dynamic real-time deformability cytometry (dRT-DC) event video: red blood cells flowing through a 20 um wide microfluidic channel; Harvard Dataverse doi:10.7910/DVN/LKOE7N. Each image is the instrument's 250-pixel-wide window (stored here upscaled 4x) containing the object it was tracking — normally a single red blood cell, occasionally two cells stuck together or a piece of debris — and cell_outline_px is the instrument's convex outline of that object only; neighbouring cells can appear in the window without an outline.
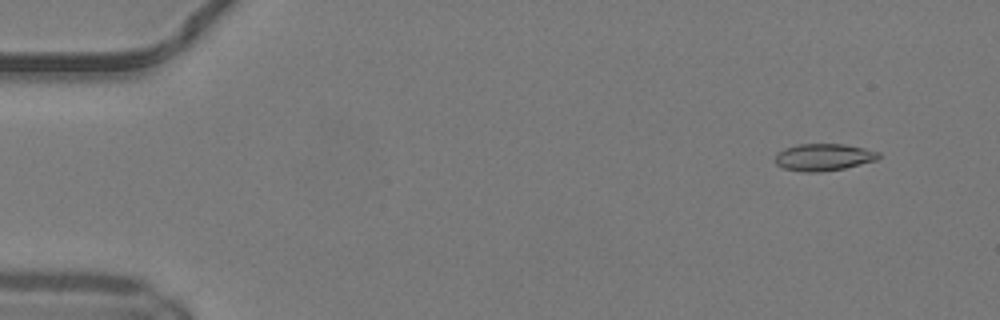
{"species": "common noctule bat (a hibernating species)", "species_latin": "Nyctalus noctula", "temperature_condition": "warm", "stored_images_in_passage": 50, "camera_frame_rate_fps": 3000, "um_per_image_px": 0.085, "animal": {"sex": "male", "body_mass_g": 19.2, "forearm_length_mm": 51.8}, "frame": {"image": 1, "passage_image": 5, "time_ms": 1.333, "image_size_px": [1000, 320], "cell_outline_px": [[880, 156], [876, 160], [844, 168], [820, 172], [804, 172], [784, 168], [776, 164], [776, 152], [784, 148], [800, 144], [844, 144], [864, 148], [880, 152]], "centroid_in_image_um": [70.0, 13.35], "position_along_channel_um": 15.0, "area_um2": 16.24}}
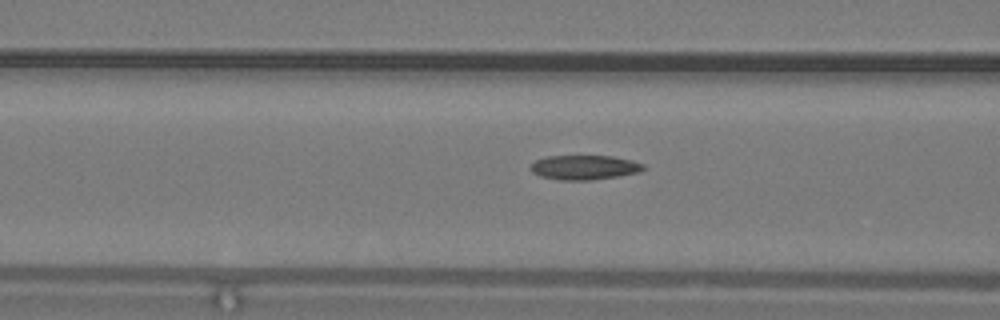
{"frame": {"image": 2, "passage_image": 21, "time_ms": 6.667, "image_size_px": [1000, 320], "cell_outline_px": [[644, 168], [640, 172], [592, 180], [560, 180], [540, 176], [532, 172], [528, 168], [536, 160], [548, 156], [612, 156], [632, 160], [644, 164]], "centroid_in_image_um": [49.65, 14.23], "position_along_channel_um": 116.9, "area_um2": 16.07}}
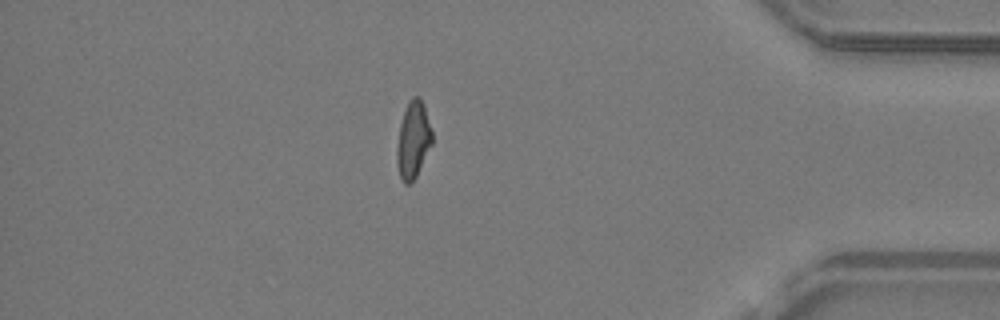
{"frame": {"image": 3, "passage_image": 44, "time_ms": 14.333, "image_size_px": [1000, 320], "cell_outline_px": [[432, 144], [416, 176], [408, 184], [404, 184], [400, 176], [396, 164], [396, 148], [400, 124], [408, 100], [412, 96], [420, 96], [424, 104], [432, 132]], "centroid_in_image_um": [35.11, 11.86], "position_along_channel_um": 400.1, "area_um2": 15.84}, "authors_computed_cell_mechanics": {"area_um2": 15.9817, "velocity_mm_per_s": 4.1761, "shape_relaxation_time_tau1_ms": null, "shape_relaxation_time_tau2_ms": 4.2996, "deformation_change_tau1": null, "deformation_change_tau2": 0.1377}}